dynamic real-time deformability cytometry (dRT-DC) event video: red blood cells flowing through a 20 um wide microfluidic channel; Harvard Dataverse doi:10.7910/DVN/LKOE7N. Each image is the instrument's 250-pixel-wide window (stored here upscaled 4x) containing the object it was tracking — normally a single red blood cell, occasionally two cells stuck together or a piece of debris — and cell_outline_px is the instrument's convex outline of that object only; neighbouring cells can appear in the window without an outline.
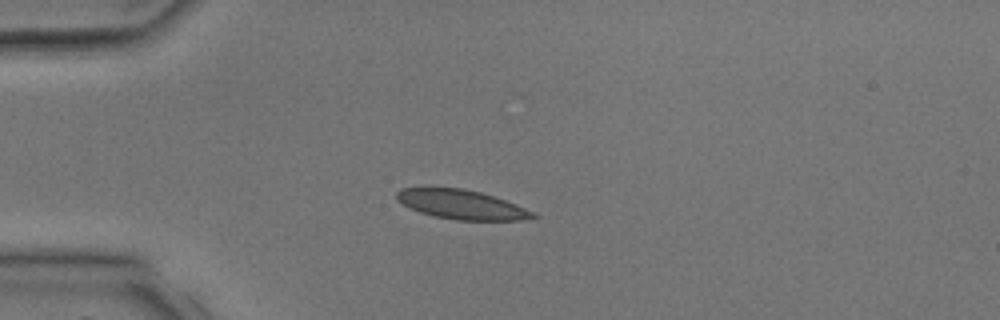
{"species": "common noctule bat (a hibernating species)", "species_latin": "Nyctalus noctula", "temperature_condition": "room temperature", "stored_images_in_passage": 2, "camera_frame_rate_fps": 3000, "um_per_image_px": 0.085, "animal": {"sex": "male", "body_mass_g": 17.9, "forearm_length_mm": 54.2}, "frame": {"image": 1, "passage_image": 2, "time_ms": 1.333, "image_size_px": [1000, 320], "cell_outline_px": [[540, 216], [520, 220], [456, 220], [432, 216], [420, 212], [396, 200], [396, 192], [400, 188], [424, 184], [464, 188], [480, 192], [504, 200], [536, 212]], "centroid_in_image_um": [39.13, 17.33], "position_along_channel_um": 45.9, "area_um2": 24.04}}